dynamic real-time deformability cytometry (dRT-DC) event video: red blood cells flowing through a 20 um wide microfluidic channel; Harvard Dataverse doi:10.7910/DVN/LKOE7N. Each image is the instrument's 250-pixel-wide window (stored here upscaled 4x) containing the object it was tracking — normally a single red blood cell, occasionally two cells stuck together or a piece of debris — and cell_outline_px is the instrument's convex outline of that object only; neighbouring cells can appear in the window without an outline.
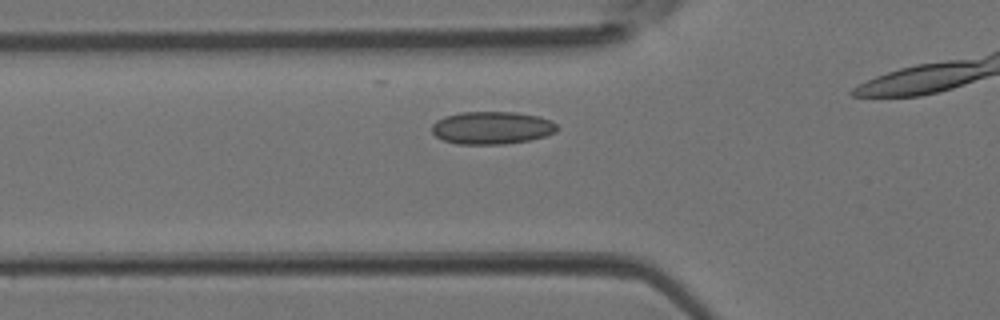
{"species": "Egyptian fruit bat (a non-hibernating species)", "species_latin": "Rousettus aegyptiacus", "temperature_condition": "room temperature", "stored_images_in_passage": 27, "camera_frame_rate_fps": 3000, "um_per_image_px": 0.085, "animal": {"sex": "female"}, "frame": {"image": 1, "passage_image": 7, "time_ms": 2.0, "image_size_px": [1000, 320], "cell_outline_px": [[560, 128], [556, 132], [544, 136], [528, 140], [504, 144], [456, 144], [444, 140], [436, 136], [432, 132], [432, 124], [436, 120], [444, 116], [460, 112], [516, 112], [536, 116], [552, 120]], "centroid_in_image_um": [41.8, 10.86], "position_along_channel_um": 84.0, "area_um2": 23.93}}
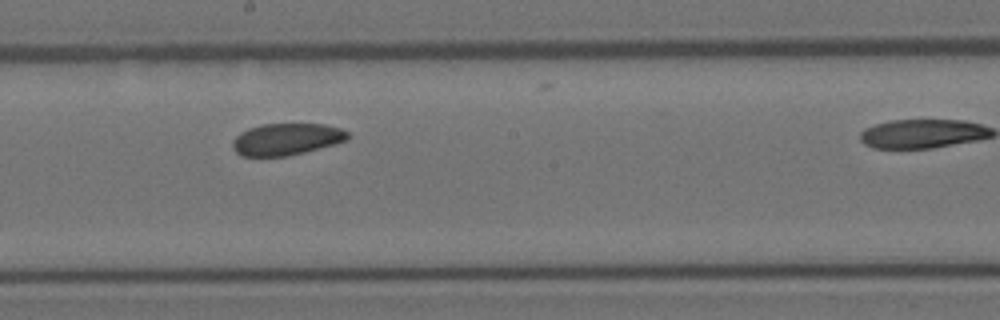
{"frame": {"image": 2, "passage_image": 16, "time_ms": 5.0, "image_size_px": [1000, 320], "cell_outline_px": [[348, 140], [304, 152], [288, 156], [240, 156], [232, 148], [232, 140], [240, 132], [248, 128], [264, 124], [324, 124], [340, 128], [348, 132]], "centroid_in_image_um": [24.31, 11.83], "position_along_channel_um": 223.9, "area_um2": 21.33}}
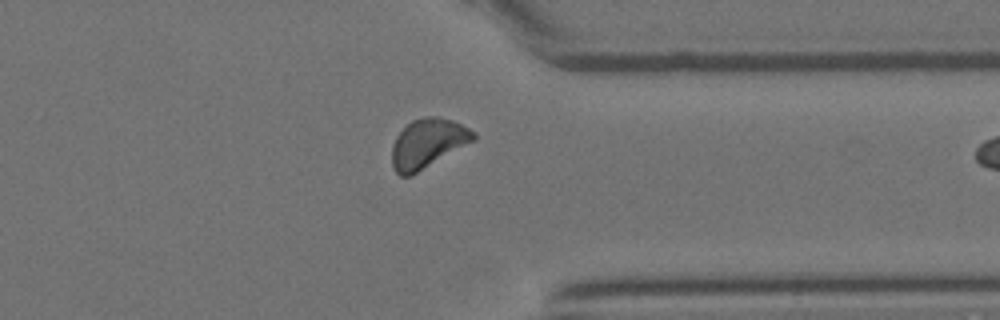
{"frame": {"image": 3, "passage_image": 26, "time_ms": 8.333, "image_size_px": [1000, 320], "cell_outline_px": [[476, 140], [412, 176], [400, 176], [392, 168], [392, 144], [396, 136], [412, 120], [428, 116], [436, 116], [452, 120], [476, 132]], "centroid_in_image_um": [36.36, 12.21], "position_along_channel_um": 375.0, "area_um2": 23.58}}